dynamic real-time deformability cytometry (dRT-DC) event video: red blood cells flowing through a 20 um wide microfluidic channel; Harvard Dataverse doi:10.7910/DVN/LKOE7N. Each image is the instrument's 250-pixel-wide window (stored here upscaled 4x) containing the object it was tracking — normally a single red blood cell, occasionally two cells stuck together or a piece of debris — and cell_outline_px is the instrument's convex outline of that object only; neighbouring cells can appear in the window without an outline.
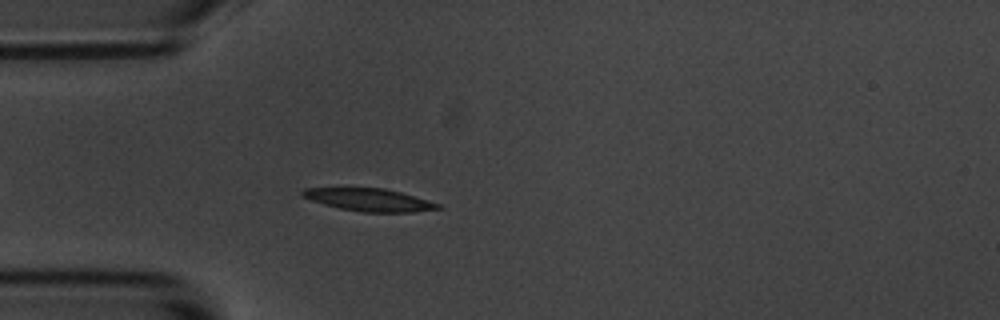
{"species": "common noctule bat (a hibernating species)", "species_latin": "Nyctalus noctula", "temperature_condition": "room temperature", "stored_images_in_passage": 1, "camera_frame_rate_fps": 3000, "um_per_image_px": 0.085, "animal": {"sex": "male", "body_mass_g": 20.1, "forearm_length_mm": 53.5}, "frame": {"image": 1, "passage_image": 1, "time_ms": 0.0, "image_size_px": [1000, 320], "cell_outline_px": [[444, 208], [412, 212], [364, 212], [340, 208], [324, 204], [300, 196], [300, 192], [304, 188], [384, 188], [400, 192], [440, 204]], "centroid_in_image_um": [31.37, 16.98], "position_along_channel_um": 53.6, "area_um2": 17.69}}